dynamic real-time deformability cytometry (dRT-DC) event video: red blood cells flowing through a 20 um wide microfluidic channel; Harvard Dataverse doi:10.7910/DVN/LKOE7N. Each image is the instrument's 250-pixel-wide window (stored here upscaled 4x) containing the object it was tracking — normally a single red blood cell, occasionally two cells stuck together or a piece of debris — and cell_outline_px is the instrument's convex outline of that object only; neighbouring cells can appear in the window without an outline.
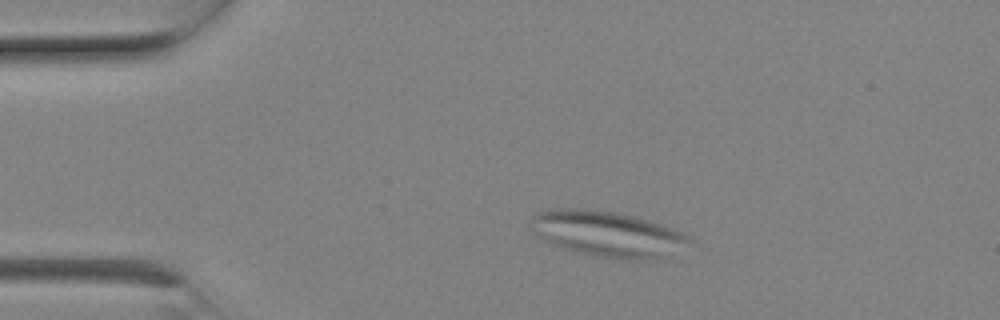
{"species": "Egyptian fruit bat (a non-hibernating species)", "species_latin": "Rousettus aegyptiacus", "temperature_condition": "room temperature", "stored_images_in_passage": 3, "camera_frame_rate_fps": 3000, "um_per_image_px": 0.085, "animal": {"sex": "female"}, "frame": {"image": 1, "passage_image": 1, "time_ms": 0.0, "image_size_px": [1000, 320], "cell_outline_px": [[692, 240], [660, 256], [640, 260], [604, 256], [576, 252], [556, 244], [540, 236], [532, 228], [532, 216], [536, 212], [556, 208], [580, 208], [616, 212], [632, 216], [660, 224], [672, 228], [688, 236]], "centroid_in_image_um": [51.56, 19.83], "position_along_channel_um": 33.4, "area_um2": 40.34}}